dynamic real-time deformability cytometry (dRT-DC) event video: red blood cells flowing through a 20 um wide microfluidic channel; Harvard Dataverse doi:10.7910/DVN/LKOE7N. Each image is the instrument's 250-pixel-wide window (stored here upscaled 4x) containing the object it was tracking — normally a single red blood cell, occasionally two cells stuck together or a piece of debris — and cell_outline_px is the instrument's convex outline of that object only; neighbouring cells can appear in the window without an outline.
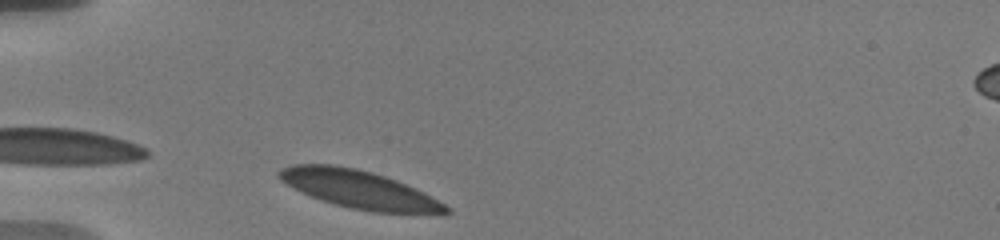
{"species": "human", "species_latin": "Homo sapiens", "temperature_condition": "warm", "stored_images_in_passage": 4, "camera_frame_rate_fps": 3000, "um_per_image_px": 0.085, "donor": {"sex": "male"}, "frame": {"image": 1, "passage_image": 1, "time_ms": 0.0, "image_size_px": [1000, 240], "cell_outline_px": [[452, 212], [372, 212], [352, 208], [320, 200], [280, 180], [276, 176], [276, 172], [280, 168], [292, 164], [332, 164], [356, 168], [372, 172], [396, 180], [424, 192], [452, 208]], "centroid_in_image_um": [30.48, 16.07], "position_along_channel_um": 54.5, "area_um2": 36.36}}
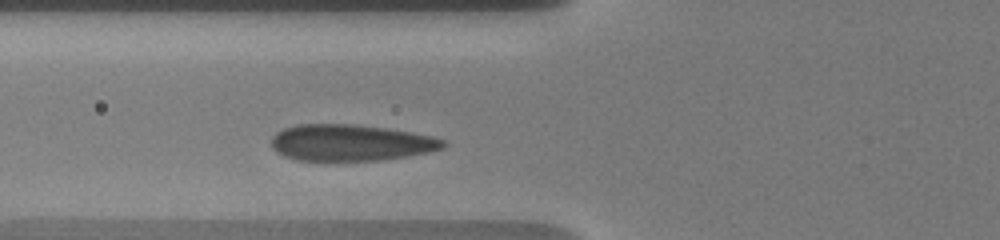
{"frame": {"image": 2, "passage_image": 4, "time_ms": 1.667, "image_size_px": [1000, 240], "cell_outline_px": [[448, 144], [444, 148], [428, 152], [408, 156], [384, 160], [296, 160], [284, 156], [276, 152], [272, 148], [272, 136], [276, 132], [284, 128], [296, 124], [352, 124], [384, 128], [412, 132], [432, 136], [444, 140]], "centroid_in_image_um": [29.8, 12.13], "position_along_channel_um": 96.0, "area_um2": 36.53}}